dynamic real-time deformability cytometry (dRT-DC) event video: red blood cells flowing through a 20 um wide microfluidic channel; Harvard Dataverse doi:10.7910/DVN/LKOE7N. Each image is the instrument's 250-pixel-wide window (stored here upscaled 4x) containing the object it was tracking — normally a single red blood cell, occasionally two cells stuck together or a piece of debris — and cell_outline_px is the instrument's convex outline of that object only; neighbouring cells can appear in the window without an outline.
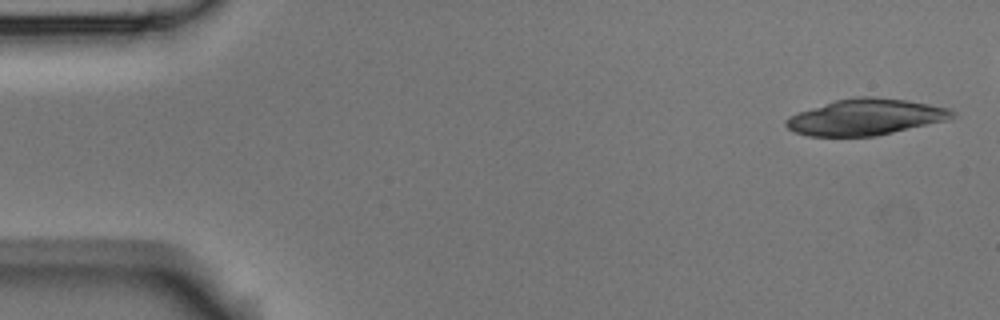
{"species": "Egyptian fruit bat (a non-hibernating species)", "species_latin": "Rousettus aegyptiacus", "temperature_condition": "room temperature", "stored_images_in_passage": 11, "camera_frame_rate_fps": 3000, "um_per_image_px": 0.085, "animal": {"sex": "male"}, "frame": {"image": 1, "passage_image": 1, "time_ms": 0.0, "image_size_px": [1000, 320], "cell_outline_px": [[956, 116], [948, 120], [876, 136], [808, 136], [792, 132], [784, 124], [784, 120], [788, 116], [836, 100], [856, 96], [872, 96], [908, 100], [948, 108], [956, 112]], "centroid_in_image_um": [73.58, 9.95], "position_along_channel_um": 11.4, "area_um2": 35.08}}
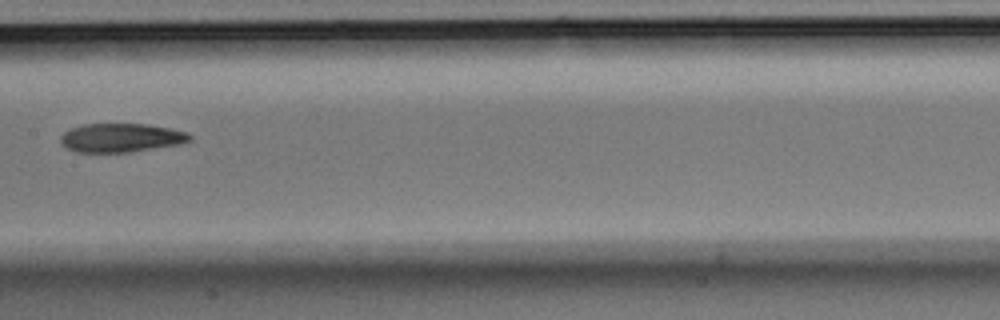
{"frame": {"image": 2, "passage_image": 8, "time_ms": 11.333, "image_size_px": [1000, 320], "cell_outline_px": [[192, 140], [180, 144], [128, 152], [76, 152], [64, 148], [60, 144], [60, 136], [64, 132], [72, 128], [84, 124], [148, 124], [172, 128], [188, 132], [192, 136]], "centroid_in_image_um": [10.29, 11.71], "position_along_channel_um": 197.1, "area_um2": 21.85}}
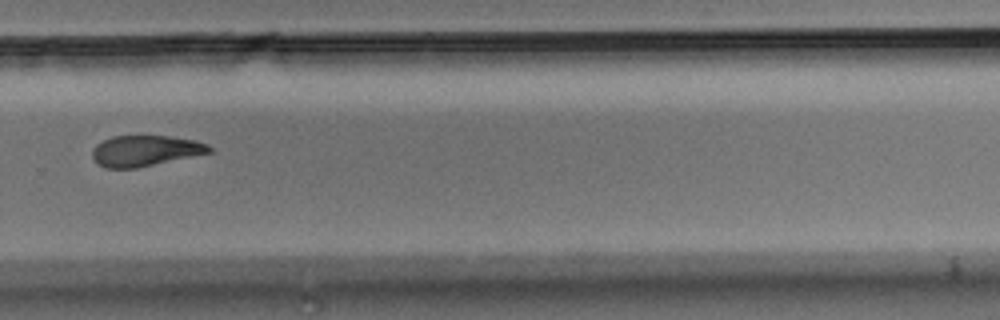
{"frame": {"image": 3, "passage_image": 11, "time_ms": 14.667, "image_size_px": [1000, 320], "cell_outline_px": [[212, 152], [136, 168], [108, 168], [100, 164], [92, 156], [92, 148], [96, 144], [112, 136], [168, 136], [196, 140], [208, 144], [212, 148]], "centroid_in_image_um": [12.36, 12.8], "position_along_channel_um": 317.4, "area_um2": 20.81}}